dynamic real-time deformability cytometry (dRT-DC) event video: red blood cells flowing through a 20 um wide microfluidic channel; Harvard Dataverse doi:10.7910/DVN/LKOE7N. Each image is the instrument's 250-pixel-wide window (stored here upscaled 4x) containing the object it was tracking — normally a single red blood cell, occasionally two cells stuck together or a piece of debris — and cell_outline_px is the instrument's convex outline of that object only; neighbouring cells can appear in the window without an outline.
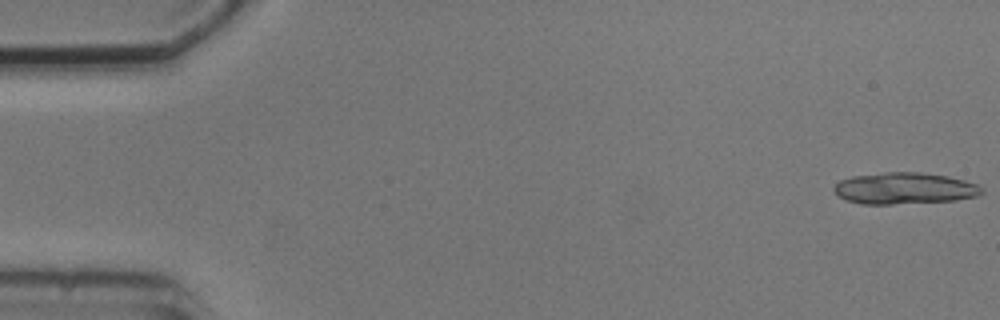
{"species": "common noctule bat (a hibernating species)", "species_latin": "Nyctalus noctula", "temperature_condition": "cold", "stored_images_in_passage": 6, "camera_frame_rate_fps": 3000, "um_per_image_px": 0.085, "animal": {"sex": "male", "body_mass_g": 20.5, "forearm_length_mm": 52.5}, "frame": {"image": 1, "passage_image": 1, "time_ms": 0.0, "image_size_px": [1000, 320], "cell_outline_px": [[984, 192], [980, 196], [956, 200], [892, 204], [860, 204], [844, 200], [836, 196], [832, 188], [840, 180], [852, 176], [884, 172], [924, 172], [948, 176], [980, 184], [984, 188]], "centroid_in_image_um": [76.9, 16.01], "position_along_channel_um": 8.1, "area_um2": 27.69}}
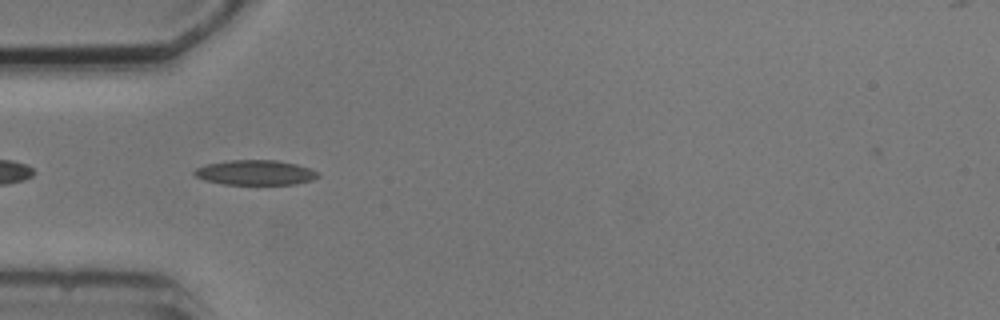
{"frame": {"image": 2, "passage_image": 5, "time_ms": 5.333, "image_size_px": [1000, 320], "cell_outline_px": [[320, 176], [312, 180], [296, 184], [224, 184], [204, 180], [196, 176], [192, 172], [196, 168], [208, 164], [232, 160], [276, 160], [296, 164], [320, 172]], "centroid_in_image_um": [21.73, 14.67], "position_along_channel_um": 63.3, "area_um2": 17.86}}
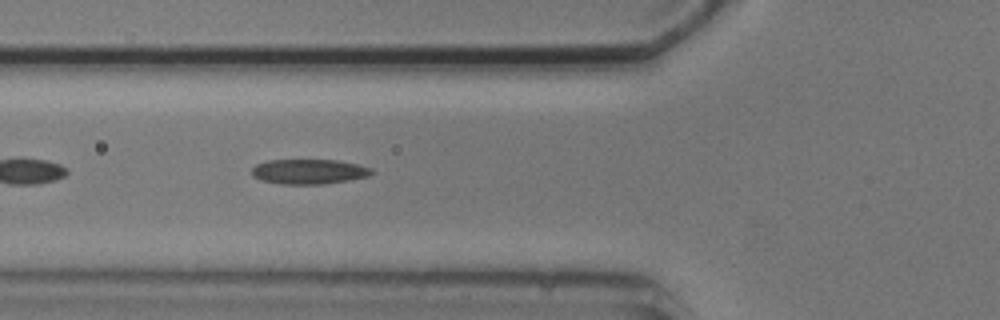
{"frame": {"image": 3, "passage_image": 6, "time_ms": 6.333, "image_size_px": [1000, 320], "cell_outline_px": [[376, 172], [368, 176], [348, 180], [324, 184], [280, 184], [260, 180], [252, 176], [252, 168], [256, 164], [268, 160], [336, 160], [356, 164], [372, 168]], "centroid_in_image_um": [26.25, 14.59], "position_along_channel_um": 99.6, "area_um2": 17.46}}